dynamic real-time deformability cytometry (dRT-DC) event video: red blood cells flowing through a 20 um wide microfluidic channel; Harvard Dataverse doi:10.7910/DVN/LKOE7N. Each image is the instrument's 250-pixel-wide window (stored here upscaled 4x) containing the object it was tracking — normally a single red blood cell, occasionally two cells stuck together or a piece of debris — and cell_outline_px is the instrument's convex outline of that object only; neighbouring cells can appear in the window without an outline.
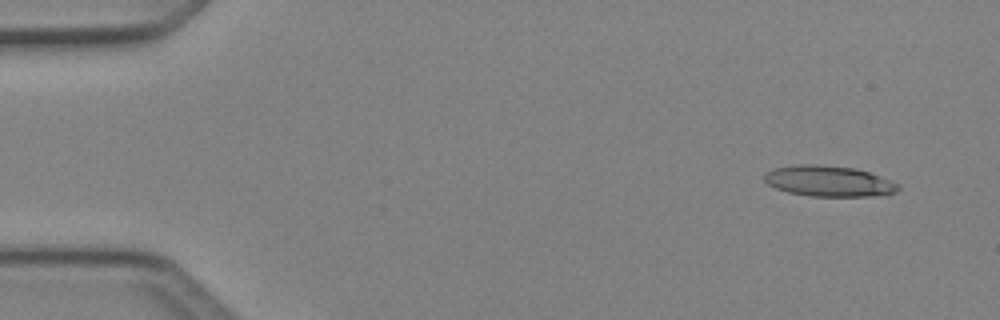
{"species": "Egyptian fruit bat (a non-hibernating species)", "species_latin": "Rousettus aegyptiacus", "temperature_condition": "cold", "stored_images_in_passage": 4, "camera_frame_rate_fps": 3000, "um_per_image_px": 0.085, "animal": {"sex": "female"}, "frame": {"image": 1, "passage_image": 1, "time_ms": 0.0, "image_size_px": [1000, 320], "cell_outline_px": [[900, 188], [896, 192], [888, 196], [808, 196], [788, 192], [776, 188], [768, 184], [764, 180], [764, 172], [772, 168], [796, 164], [816, 164], [856, 168], [892, 180], [900, 184]], "centroid_in_image_um": [70.47, 15.4], "position_along_channel_um": 14.5, "area_um2": 24.45}}
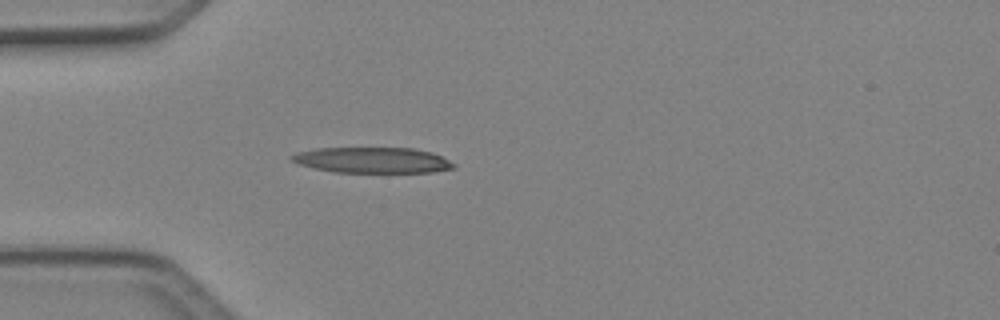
{"frame": {"image": 2, "passage_image": 4, "time_ms": 1.0, "image_size_px": [1000, 320], "cell_outline_px": [[456, 168], [432, 172], [336, 172], [316, 168], [300, 164], [292, 160], [288, 156], [296, 152], [316, 148], [412, 148], [432, 152], [456, 164]], "centroid_in_image_um": [31.67, 13.6], "position_along_channel_um": 53.3, "area_um2": 24.16}}